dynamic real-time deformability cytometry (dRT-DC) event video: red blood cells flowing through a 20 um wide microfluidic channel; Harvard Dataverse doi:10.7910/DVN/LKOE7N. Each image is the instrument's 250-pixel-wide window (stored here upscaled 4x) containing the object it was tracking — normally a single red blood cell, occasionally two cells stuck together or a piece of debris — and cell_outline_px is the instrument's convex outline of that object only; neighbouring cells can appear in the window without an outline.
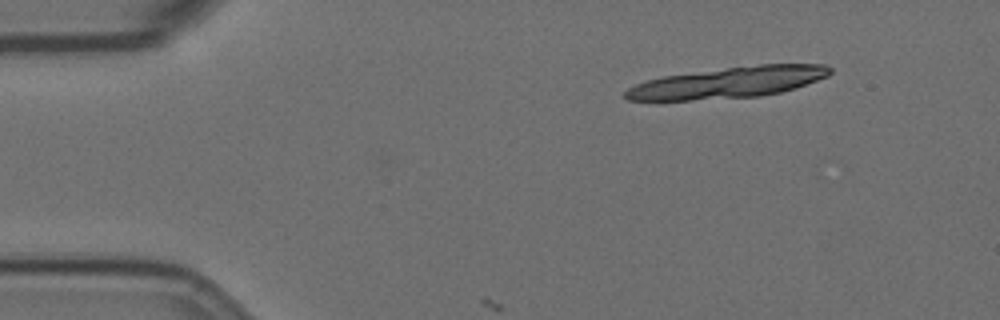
{"species": "Egyptian fruit bat (a non-hibernating species)", "species_latin": "Rousettus aegyptiacus", "temperature_condition": "room temperature", "stored_images_in_passage": 9, "camera_frame_rate_fps": 3000, "um_per_image_px": 0.085, "animal": {"sex": "female"}, "frame": {"image": 1, "passage_image": 1, "time_ms": 0.0, "image_size_px": [1000, 320], "cell_outline_px": [[832, 72], [828, 76], [780, 92], [760, 96], [692, 100], [628, 100], [624, 96], [624, 92], [628, 88], [636, 84], [648, 80], [664, 76], [760, 64], [824, 64], [832, 68]], "centroid_in_image_um": [61.91, 7.01], "position_along_channel_um": 23.1, "area_um2": 36.41}}
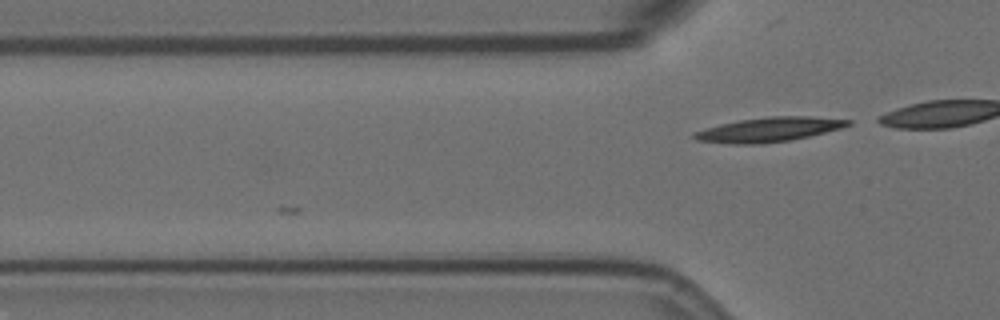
{"frame": {"image": 2, "passage_image": 9, "time_ms": 2.667, "image_size_px": [1000, 320], "cell_outline_px": [[852, 124], [840, 128], [808, 136], [788, 140], [760, 144], [732, 144], [696, 140], [692, 136], [692, 132], [720, 124], [740, 120], [764, 116], [812, 116], [852, 120]], "centroid_in_image_um": [65.34, 11.0], "position_along_channel_um": 60.5, "area_um2": 21.85}}